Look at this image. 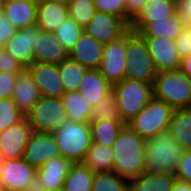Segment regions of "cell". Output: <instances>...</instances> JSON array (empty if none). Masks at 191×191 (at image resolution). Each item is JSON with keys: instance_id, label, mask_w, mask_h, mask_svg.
I'll return each instance as SVG.
<instances>
[{"instance_id": "6da1fadb", "label": "cell", "mask_w": 191, "mask_h": 191, "mask_svg": "<svg viewBox=\"0 0 191 191\" xmlns=\"http://www.w3.org/2000/svg\"><path fill=\"white\" fill-rule=\"evenodd\" d=\"M113 148V171L128 179L146 172L145 140L127 124L122 128Z\"/></svg>"}, {"instance_id": "7a4b0ae2", "label": "cell", "mask_w": 191, "mask_h": 191, "mask_svg": "<svg viewBox=\"0 0 191 191\" xmlns=\"http://www.w3.org/2000/svg\"><path fill=\"white\" fill-rule=\"evenodd\" d=\"M184 149L169 130L145 140V168L147 172L176 174Z\"/></svg>"}, {"instance_id": "3957f363", "label": "cell", "mask_w": 191, "mask_h": 191, "mask_svg": "<svg viewBox=\"0 0 191 191\" xmlns=\"http://www.w3.org/2000/svg\"><path fill=\"white\" fill-rule=\"evenodd\" d=\"M60 155L72 163H82L92 145L90 123L65 120L53 133Z\"/></svg>"}, {"instance_id": "277c9868", "label": "cell", "mask_w": 191, "mask_h": 191, "mask_svg": "<svg viewBox=\"0 0 191 191\" xmlns=\"http://www.w3.org/2000/svg\"><path fill=\"white\" fill-rule=\"evenodd\" d=\"M126 60V79L154 83L158 72L147 44L144 38L131 28L126 31Z\"/></svg>"}, {"instance_id": "5b68a950", "label": "cell", "mask_w": 191, "mask_h": 191, "mask_svg": "<svg viewBox=\"0 0 191 191\" xmlns=\"http://www.w3.org/2000/svg\"><path fill=\"white\" fill-rule=\"evenodd\" d=\"M153 97L174 109L191 108V79L179 69L158 72L153 83Z\"/></svg>"}, {"instance_id": "8992f818", "label": "cell", "mask_w": 191, "mask_h": 191, "mask_svg": "<svg viewBox=\"0 0 191 191\" xmlns=\"http://www.w3.org/2000/svg\"><path fill=\"white\" fill-rule=\"evenodd\" d=\"M175 109L165 101L153 97L126 124L144 140L168 130Z\"/></svg>"}, {"instance_id": "52a82bcc", "label": "cell", "mask_w": 191, "mask_h": 191, "mask_svg": "<svg viewBox=\"0 0 191 191\" xmlns=\"http://www.w3.org/2000/svg\"><path fill=\"white\" fill-rule=\"evenodd\" d=\"M120 119L127 123L153 98V84L124 79L112 86Z\"/></svg>"}, {"instance_id": "ba28073f", "label": "cell", "mask_w": 191, "mask_h": 191, "mask_svg": "<svg viewBox=\"0 0 191 191\" xmlns=\"http://www.w3.org/2000/svg\"><path fill=\"white\" fill-rule=\"evenodd\" d=\"M25 117L33 131L43 133H54L68 119L62 98L46 96H41Z\"/></svg>"}, {"instance_id": "9c48e42d", "label": "cell", "mask_w": 191, "mask_h": 191, "mask_svg": "<svg viewBox=\"0 0 191 191\" xmlns=\"http://www.w3.org/2000/svg\"><path fill=\"white\" fill-rule=\"evenodd\" d=\"M126 32L118 39L104 44L102 61L98 70L113 86L125 79Z\"/></svg>"}, {"instance_id": "30bf717a", "label": "cell", "mask_w": 191, "mask_h": 191, "mask_svg": "<svg viewBox=\"0 0 191 191\" xmlns=\"http://www.w3.org/2000/svg\"><path fill=\"white\" fill-rule=\"evenodd\" d=\"M33 129L26 117L0 132V156L2 160L23 158L24 149Z\"/></svg>"}, {"instance_id": "8fae6325", "label": "cell", "mask_w": 191, "mask_h": 191, "mask_svg": "<svg viewBox=\"0 0 191 191\" xmlns=\"http://www.w3.org/2000/svg\"><path fill=\"white\" fill-rule=\"evenodd\" d=\"M36 174L37 168L23 158L2 160L0 164V184L5 191H24Z\"/></svg>"}, {"instance_id": "7c38bea8", "label": "cell", "mask_w": 191, "mask_h": 191, "mask_svg": "<svg viewBox=\"0 0 191 191\" xmlns=\"http://www.w3.org/2000/svg\"><path fill=\"white\" fill-rule=\"evenodd\" d=\"M129 28V25L122 18L109 13L96 11L92 20L84 29V32L94 40L106 44L118 39Z\"/></svg>"}, {"instance_id": "4fadbf2b", "label": "cell", "mask_w": 191, "mask_h": 191, "mask_svg": "<svg viewBox=\"0 0 191 191\" xmlns=\"http://www.w3.org/2000/svg\"><path fill=\"white\" fill-rule=\"evenodd\" d=\"M157 72L178 70L181 58L175 40L166 37H143Z\"/></svg>"}, {"instance_id": "5bb4252c", "label": "cell", "mask_w": 191, "mask_h": 191, "mask_svg": "<svg viewBox=\"0 0 191 191\" xmlns=\"http://www.w3.org/2000/svg\"><path fill=\"white\" fill-rule=\"evenodd\" d=\"M58 156L61 155L53 133L32 132L24 149L25 161L39 168L47 160Z\"/></svg>"}, {"instance_id": "9a60e30c", "label": "cell", "mask_w": 191, "mask_h": 191, "mask_svg": "<svg viewBox=\"0 0 191 191\" xmlns=\"http://www.w3.org/2000/svg\"><path fill=\"white\" fill-rule=\"evenodd\" d=\"M41 28L37 25L18 29L3 46L24 67L33 63V46Z\"/></svg>"}, {"instance_id": "2e32d148", "label": "cell", "mask_w": 191, "mask_h": 191, "mask_svg": "<svg viewBox=\"0 0 191 191\" xmlns=\"http://www.w3.org/2000/svg\"><path fill=\"white\" fill-rule=\"evenodd\" d=\"M27 68L31 72L42 96L62 98L65 90L60 78L58 65L34 62Z\"/></svg>"}, {"instance_id": "e0dca14e", "label": "cell", "mask_w": 191, "mask_h": 191, "mask_svg": "<svg viewBox=\"0 0 191 191\" xmlns=\"http://www.w3.org/2000/svg\"><path fill=\"white\" fill-rule=\"evenodd\" d=\"M69 57V53L60 43L54 32L41 30L33 46V63L58 65Z\"/></svg>"}, {"instance_id": "ac0fdd59", "label": "cell", "mask_w": 191, "mask_h": 191, "mask_svg": "<svg viewBox=\"0 0 191 191\" xmlns=\"http://www.w3.org/2000/svg\"><path fill=\"white\" fill-rule=\"evenodd\" d=\"M41 96L31 72L25 67L18 73L11 99L19 110L26 115L36 105Z\"/></svg>"}, {"instance_id": "d6986e66", "label": "cell", "mask_w": 191, "mask_h": 191, "mask_svg": "<svg viewBox=\"0 0 191 191\" xmlns=\"http://www.w3.org/2000/svg\"><path fill=\"white\" fill-rule=\"evenodd\" d=\"M177 11L178 0H149L129 27L140 33L149 23L165 20Z\"/></svg>"}, {"instance_id": "ffe728a7", "label": "cell", "mask_w": 191, "mask_h": 191, "mask_svg": "<svg viewBox=\"0 0 191 191\" xmlns=\"http://www.w3.org/2000/svg\"><path fill=\"white\" fill-rule=\"evenodd\" d=\"M104 44L83 32L69 52V58L87 69H98L102 61Z\"/></svg>"}, {"instance_id": "44dd1931", "label": "cell", "mask_w": 191, "mask_h": 191, "mask_svg": "<svg viewBox=\"0 0 191 191\" xmlns=\"http://www.w3.org/2000/svg\"><path fill=\"white\" fill-rule=\"evenodd\" d=\"M37 2L33 0H15L0 4V11L16 28L23 29L36 25Z\"/></svg>"}, {"instance_id": "7402d4cb", "label": "cell", "mask_w": 191, "mask_h": 191, "mask_svg": "<svg viewBox=\"0 0 191 191\" xmlns=\"http://www.w3.org/2000/svg\"><path fill=\"white\" fill-rule=\"evenodd\" d=\"M72 162L58 156L43 163L37 168V175L45 189L60 191L63 190L65 178L69 172Z\"/></svg>"}, {"instance_id": "603a6c76", "label": "cell", "mask_w": 191, "mask_h": 191, "mask_svg": "<svg viewBox=\"0 0 191 191\" xmlns=\"http://www.w3.org/2000/svg\"><path fill=\"white\" fill-rule=\"evenodd\" d=\"M69 18L68 6L49 0H38L36 25L41 30L54 32Z\"/></svg>"}, {"instance_id": "cb8c5ba5", "label": "cell", "mask_w": 191, "mask_h": 191, "mask_svg": "<svg viewBox=\"0 0 191 191\" xmlns=\"http://www.w3.org/2000/svg\"><path fill=\"white\" fill-rule=\"evenodd\" d=\"M112 90V86L98 69H87L78 92L95 107Z\"/></svg>"}, {"instance_id": "d4e9b609", "label": "cell", "mask_w": 191, "mask_h": 191, "mask_svg": "<svg viewBox=\"0 0 191 191\" xmlns=\"http://www.w3.org/2000/svg\"><path fill=\"white\" fill-rule=\"evenodd\" d=\"M176 176L169 173L145 172L129 179V191H171Z\"/></svg>"}, {"instance_id": "484cf974", "label": "cell", "mask_w": 191, "mask_h": 191, "mask_svg": "<svg viewBox=\"0 0 191 191\" xmlns=\"http://www.w3.org/2000/svg\"><path fill=\"white\" fill-rule=\"evenodd\" d=\"M186 27L178 11L157 22L149 23L139 34L142 37H166L175 40Z\"/></svg>"}, {"instance_id": "4316f807", "label": "cell", "mask_w": 191, "mask_h": 191, "mask_svg": "<svg viewBox=\"0 0 191 191\" xmlns=\"http://www.w3.org/2000/svg\"><path fill=\"white\" fill-rule=\"evenodd\" d=\"M168 130L184 150H191V108L175 109Z\"/></svg>"}, {"instance_id": "83f0119b", "label": "cell", "mask_w": 191, "mask_h": 191, "mask_svg": "<svg viewBox=\"0 0 191 191\" xmlns=\"http://www.w3.org/2000/svg\"><path fill=\"white\" fill-rule=\"evenodd\" d=\"M125 125L126 123L121 119L90 122L92 142L94 144L112 147Z\"/></svg>"}, {"instance_id": "f1b7e54d", "label": "cell", "mask_w": 191, "mask_h": 191, "mask_svg": "<svg viewBox=\"0 0 191 191\" xmlns=\"http://www.w3.org/2000/svg\"><path fill=\"white\" fill-rule=\"evenodd\" d=\"M62 100L68 119L76 122L90 123L93 106L78 91L64 93Z\"/></svg>"}, {"instance_id": "f546056e", "label": "cell", "mask_w": 191, "mask_h": 191, "mask_svg": "<svg viewBox=\"0 0 191 191\" xmlns=\"http://www.w3.org/2000/svg\"><path fill=\"white\" fill-rule=\"evenodd\" d=\"M113 148L92 143L82 163L94 173L113 171Z\"/></svg>"}, {"instance_id": "4dcf8cb0", "label": "cell", "mask_w": 191, "mask_h": 191, "mask_svg": "<svg viewBox=\"0 0 191 191\" xmlns=\"http://www.w3.org/2000/svg\"><path fill=\"white\" fill-rule=\"evenodd\" d=\"M95 173L83 163H72L65 178L63 191H92Z\"/></svg>"}, {"instance_id": "1f68e13d", "label": "cell", "mask_w": 191, "mask_h": 191, "mask_svg": "<svg viewBox=\"0 0 191 191\" xmlns=\"http://www.w3.org/2000/svg\"><path fill=\"white\" fill-rule=\"evenodd\" d=\"M58 70L66 93L78 91L87 68L68 57L58 64Z\"/></svg>"}, {"instance_id": "d6a6232c", "label": "cell", "mask_w": 191, "mask_h": 191, "mask_svg": "<svg viewBox=\"0 0 191 191\" xmlns=\"http://www.w3.org/2000/svg\"><path fill=\"white\" fill-rule=\"evenodd\" d=\"M92 191H129V179L114 171L95 173Z\"/></svg>"}, {"instance_id": "836d02e7", "label": "cell", "mask_w": 191, "mask_h": 191, "mask_svg": "<svg viewBox=\"0 0 191 191\" xmlns=\"http://www.w3.org/2000/svg\"><path fill=\"white\" fill-rule=\"evenodd\" d=\"M67 6L69 17L83 29L86 28L96 12L93 0H71Z\"/></svg>"}, {"instance_id": "e575fe53", "label": "cell", "mask_w": 191, "mask_h": 191, "mask_svg": "<svg viewBox=\"0 0 191 191\" xmlns=\"http://www.w3.org/2000/svg\"><path fill=\"white\" fill-rule=\"evenodd\" d=\"M109 119H120L116 96L111 90L93 107L90 122H99Z\"/></svg>"}, {"instance_id": "d590c367", "label": "cell", "mask_w": 191, "mask_h": 191, "mask_svg": "<svg viewBox=\"0 0 191 191\" xmlns=\"http://www.w3.org/2000/svg\"><path fill=\"white\" fill-rule=\"evenodd\" d=\"M83 32L84 29L69 17L54 31V34L69 53Z\"/></svg>"}, {"instance_id": "8d00e7d4", "label": "cell", "mask_w": 191, "mask_h": 191, "mask_svg": "<svg viewBox=\"0 0 191 191\" xmlns=\"http://www.w3.org/2000/svg\"><path fill=\"white\" fill-rule=\"evenodd\" d=\"M25 115L11 98H0V132L21 121Z\"/></svg>"}, {"instance_id": "74e56055", "label": "cell", "mask_w": 191, "mask_h": 191, "mask_svg": "<svg viewBox=\"0 0 191 191\" xmlns=\"http://www.w3.org/2000/svg\"><path fill=\"white\" fill-rule=\"evenodd\" d=\"M96 11L115 15L125 21L126 0H93Z\"/></svg>"}, {"instance_id": "f35d334b", "label": "cell", "mask_w": 191, "mask_h": 191, "mask_svg": "<svg viewBox=\"0 0 191 191\" xmlns=\"http://www.w3.org/2000/svg\"><path fill=\"white\" fill-rule=\"evenodd\" d=\"M24 68L5 48L0 47V73H19Z\"/></svg>"}, {"instance_id": "ab89813d", "label": "cell", "mask_w": 191, "mask_h": 191, "mask_svg": "<svg viewBox=\"0 0 191 191\" xmlns=\"http://www.w3.org/2000/svg\"><path fill=\"white\" fill-rule=\"evenodd\" d=\"M177 179L191 182V150H184L177 164Z\"/></svg>"}, {"instance_id": "60d3db41", "label": "cell", "mask_w": 191, "mask_h": 191, "mask_svg": "<svg viewBox=\"0 0 191 191\" xmlns=\"http://www.w3.org/2000/svg\"><path fill=\"white\" fill-rule=\"evenodd\" d=\"M180 58L191 55V35L190 26H186L181 34L175 39Z\"/></svg>"}, {"instance_id": "b9f144b4", "label": "cell", "mask_w": 191, "mask_h": 191, "mask_svg": "<svg viewBox=\"0 0 191 191\" xmlns=\"http://www.w3.org/2000/svg\"><path fill=\"white\" fill-rule=\"evenodd\" d=\"M18 73H0V98H11Z\"/></svg>"}, {"instance_id": "7bdbcfd3", "label": "cell", "mask_w": 191, "mask_h": 191, "mask_svg": "<svg viewBox=\"0 0 191 191\" xmlns=\"http://www.w3.org/2000/svg\"><path fill=\"white\" fill-rule=\"evenodd\" d=\"M149 0H126L125 3V22L130 23L141 13L144 5Z\"/></svg>"}, {"instance_id": "ee69618b", "label": "cell", "mask_w": 191, "mask_h": 191, "mask_svg": "<svg viewBox=\"0 0 191 191\" xmlns=\"http://www.w3.org/2000/svg\"><path fill=\"white\" fill-rule=\"evenodd\" d=\"M16 31V28L6 19V16L0 11V47H3Z\"/></svg>"}, {"instance_id": "f6af8a7d", "label": "cell", "mask_w": 191, "mask_h": 191, "mask_svg": "<svg viewBox=\"0 0 191 191\" xmlns=\"http://www.w3.org/2000/svg\"><path fill=\"white\" fill-rule=\"evenodd\" d=\"M178 13L186 26L191 25V0H178Z\"/></svg>"}, {"instance_id": "bcb514c9", "label": "cell", "mask_w": 191, "mask_h": 191, "mask_svg": "<svg viewBox=\"0 0 191 191\" xmlns=\"http://www.w3.org/2000/svg\"><path fill=\"white\" fill-rule=\"evenodd\" d=\"M45 188L36 174L24 191H44Z\"/></svg>"}, {"instance_id": "7dc6e473", "label": "cell", "mask_w": 191, "mask_h": 191, "mask_svg": "<svg viewBox=\"0 0 191 191\" xmlns=\"http://www.w3.org/2000/svg\"><path fill=\"white\" fill-rule=\"evenodd\" d=\"M179 70L191 79V55L181 59Z\"/></svg>"}, {"instance_id": "c3c4849f", "label": "cell", "mask_w": 191, "mask_h": 191, "mask_svg": "<svg viewBox=\"0 0 191 191\" xmlns=\"http://www.w3.org/2000/svg\"><path fill=\"white\" fill-rule=\"evenodd\" d=\"M171 191H191V182L183 181L176 178Z\"/></svg>"}, {"instance_id": "681fc988", "label": "cell", "mask_w": 191, "mask_h": 191, "mask_svg": "<svg viewBox=\"0 0 191 191\" xmlns=\"http://www.w3.org/2000/svg\"><path fill=\"white\" fill-rule=\"evenodd\" d=\"M49 1L64 4V5H68L71 0H49Z\"/></svg>"}, {"instance_id": "f907efd6", "label": "cell", "mask_w": 191, "mask_h": 191, "mask_svg": "<svg viewBox=\"0 0 191 191\" xmlns=\"http://www.w3.org/2000/svg\"><path fill=\"white\" fill-rule=\"evenodd\" d=\"M9 1H15V0H0V4L6 3V2H9ZM33 1H38V0H33Z\"/></svg>"}, {"instance_id": "816d5d0a", "label": "cell", "mask_w": 191, "mask_h": 191, "mask_svg": "<svg viewBox=\"0 0 191 191\" xmlns=\"http://www.w3.org/2000/svg\"><path fill=\"white\" fill-rule=\"evenodd\" d=\"M0 191H5L4 187L0 184Z\"/></svg>"}, {"instance_id": "f5cc1de1", "label": "cell", "mask_w": 191, "mask_h": 191, "mask_svg": "<svg viewBox=\"0 0 191 191\" xmlns=\"http://www.w3.org/2000/svg\"><path fill=\"white\" fill-rule=\"evenodd\" d=\"M44 191H54V190L45 189ZM60 191H63V190H60Z\"/></svg>"}]
</instances>
